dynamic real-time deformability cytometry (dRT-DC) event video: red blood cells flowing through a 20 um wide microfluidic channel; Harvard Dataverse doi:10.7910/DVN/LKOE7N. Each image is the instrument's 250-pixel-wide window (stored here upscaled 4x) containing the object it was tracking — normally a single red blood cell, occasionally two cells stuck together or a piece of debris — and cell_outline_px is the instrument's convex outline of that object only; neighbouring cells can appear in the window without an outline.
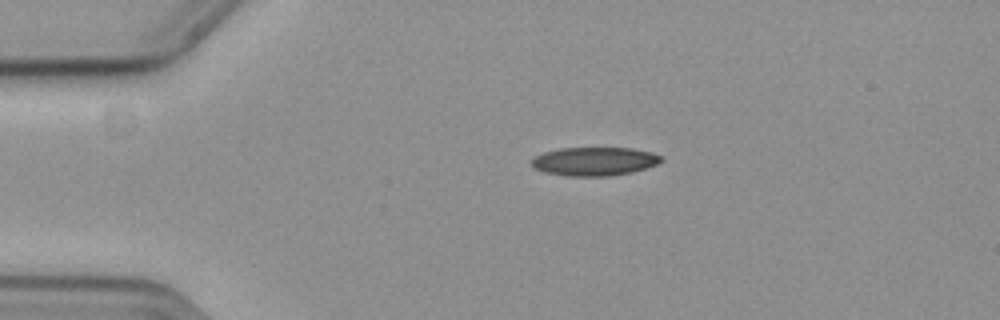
{"species": "common noctule bat (a hibernating species)", "species_latin": "Nyctalus noctula", "temperature_condition": "cold", "stored_images_in_passage": 46, "camera_frame_rate_fps": 3000, "um_per_image_px": 0.085, "animal": {"sex": "female", "body_mass_g": 19.3, "forearm_length_mm": 54.1}, "frame": {"image": 1, "passage_image": 1, "time_ms": 0.0, "image_size_px": [1000, 320], "cell_outline_px": [[664, 160], [656, 164], [632, 172], [608, 176], [568, 176], [544, 172], [536, 168], [528, 160], [544, 152], [560, 148], [632, 148], [652, 152], [664, 156]], "centroid_in_image_um": [50.54, 13.71], "position_along_channel_um": 34.5, "area_um2": 21.62}}
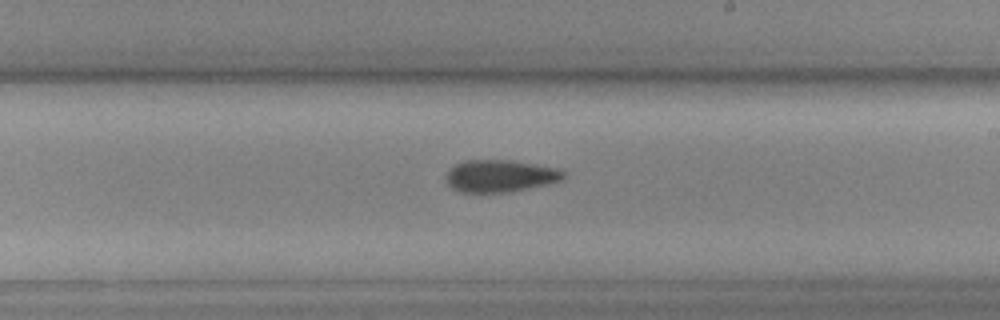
{"frame": {"image": 2, "passage_image": 22, "time_ms": 7.0, "image_size_px": [1000, 320], "cell_outline_px": [[564, 176], [560, 180], [544, 184], [504, 192], [460, 192], [452, 188], [448, 184], [444, 176], [456, 164], [468, 160], [508, 160], [556, 168], [564, 172]], "centroid_in_image_um": [42.43, 14.95], "position_along_channel_um": 246.6, "area_um2": 21.39}}
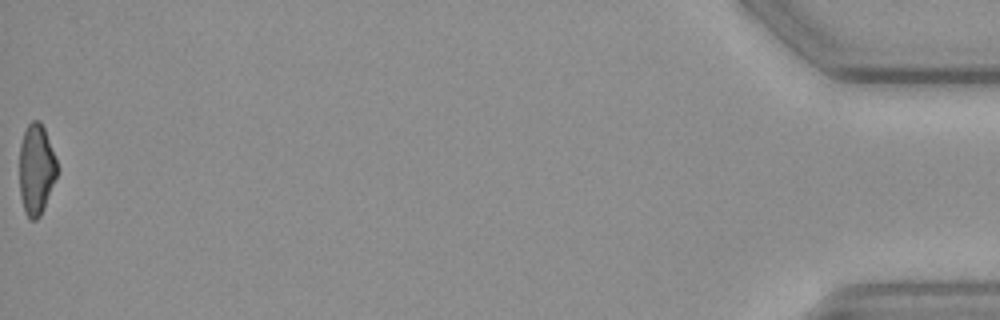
{"frame": {"image": 3, "passage_image": 46, "time_ms": 15.0, "image_size_px": [1000, 320], "cell_outline_px": [[56, 176], [44, 208], [40, 216], [36, 220], [28, 220], [24, 212], [20, 196], [20, 144], [24, 132], [28, 124], [32, 120], [40, 120], [44, 128], [56, 160]], "centroid_in_image_um": [3.06, 14.42], "position_along_channel_um": 432.1, "area_um2": 19.71}}